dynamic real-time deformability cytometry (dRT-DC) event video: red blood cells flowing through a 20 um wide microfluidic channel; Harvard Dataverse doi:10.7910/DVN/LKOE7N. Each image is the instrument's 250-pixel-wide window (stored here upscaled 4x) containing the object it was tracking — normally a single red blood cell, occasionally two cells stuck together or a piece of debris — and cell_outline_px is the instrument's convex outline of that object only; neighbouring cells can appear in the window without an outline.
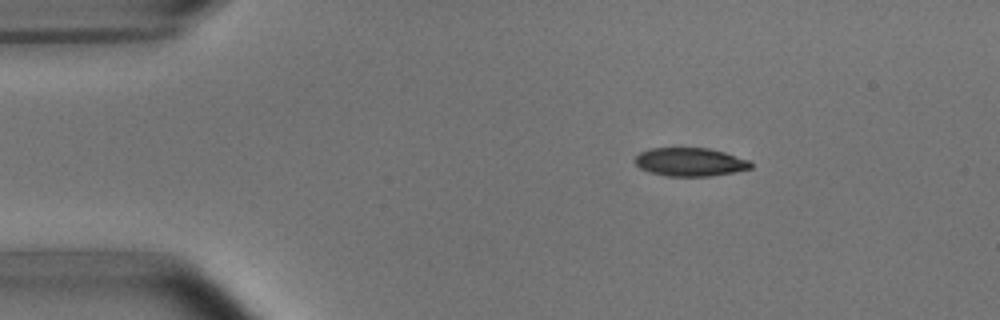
{"species": "common noctule bat (a hibernating species)", "species_latin": "Nyctalus noctula", "temperature_condition": "room temperature", "stored_images_in_passage": 3, "camera_frame_rate_fps": 3000, "um_per_image_px": 0.085, "animal": {"sex": "male", "body_mass_g": 15.6}, "frame": {"image": 1, "passage_image": 1, "time_ms": 0.0, "image_size_px": [1000, 320], "cell_outline_px": [[752, 168], [712, 176], [664, 176], [648, 172], [640, 168], [632, 160], [640, 152], [648, 148], [708, 148], [724, 152], [748, 160], [752, 164]], "centroid_in_image_um": [58.6, 13.77], "position_along_channel_um": 26.4, "area_um2": 19.25}}
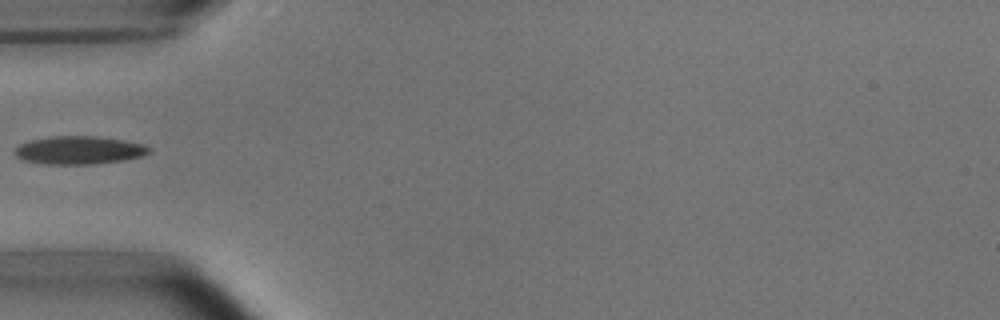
{"frame": {"image": 2, "passage_image": 3, "time_ms": 3.0, "image_size_px": [1000, 320], "cell_outline_px": [[148, 152], [140, 156], [124, 160], [92, 164], [40, 164], [20, 160], [12, 152], [20, 144], [28, 140], [52, 136], [96, 136], [124, 140], [144, 144], [148, 148]], "centroid_in_image_um": [6.63, 12.77], "position_along_channel_um": 78.4, "area_um2": 22.08}}